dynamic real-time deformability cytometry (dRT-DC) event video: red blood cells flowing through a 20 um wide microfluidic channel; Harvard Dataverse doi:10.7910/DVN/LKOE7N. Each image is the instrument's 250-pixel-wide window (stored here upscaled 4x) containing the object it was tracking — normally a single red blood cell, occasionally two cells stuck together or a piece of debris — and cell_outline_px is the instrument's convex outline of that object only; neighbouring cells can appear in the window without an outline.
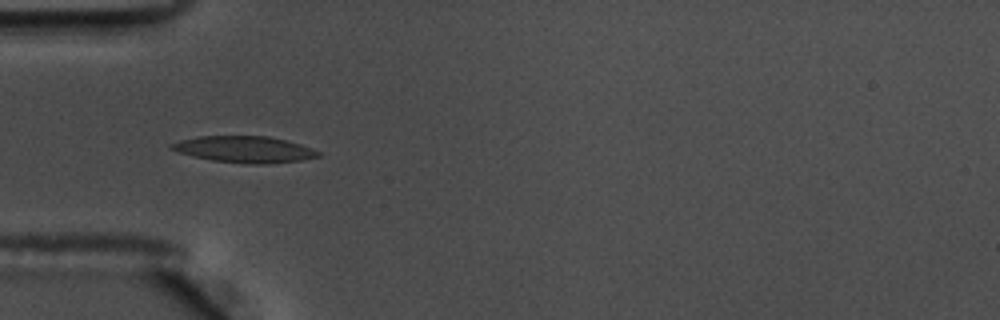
{"species": "common noctule bat (a hibernating species)", "species_latin": "Nyctalus noctula", "temperature_condition": "warm", "stored_images_in_passage": 40, "camera_frame_rate_fps": 3000, "um_per_image_px": 0.085, "animal": {"sex": "male", "body_mass_g": 17.5, "forearm_length_mm": 52.3}, "frame": {"image": 1, "passage_image": 1, "time_ms": 0.0, "image_size_px": [1000, 320], "cell_outline_px": [[320, 156], [304, 160], [268, 164], [248, 164], [212, 160], [192, 156], [176, 152], [168, 148], [168, 144], [180, 140], [200, 136], [268, 136], [300, 144], [312, 148], [320, 152]], "centroid_in_image_um": [20.75, 12.7], "position_along_channel_um": 64.3, "area_um2": 22.77}, "authors_computed_cell_mechanics": {"area_um2": 21.6172, "velocity_mm_per_s": 3.6, "shape_relaxation_time_tau1_ms": 9.2005, "shape_relaxation_time_tau2_ms": 2.1853, "deformation_change_tau1": 0.2337, "deformation_change_tau2": 0.0966}}